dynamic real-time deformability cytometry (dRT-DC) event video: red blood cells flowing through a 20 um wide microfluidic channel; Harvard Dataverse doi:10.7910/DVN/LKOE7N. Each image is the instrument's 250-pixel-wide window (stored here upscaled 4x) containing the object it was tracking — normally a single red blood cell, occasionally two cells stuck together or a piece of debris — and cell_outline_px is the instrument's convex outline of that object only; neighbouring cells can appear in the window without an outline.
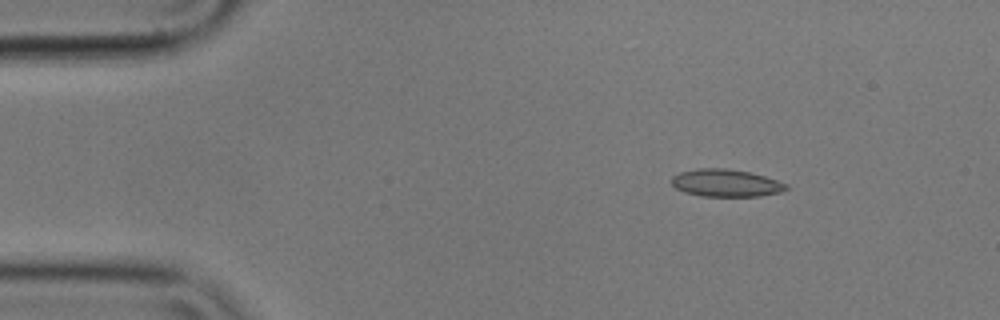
{"species": "common noctule bat (a hibernating species)", "species_latin": "Nyctalus noctula", "temperature_condition": "cold", "stored_images_in_passage": 5, "camera_frame_rate_fps": 3000, "um_per_image_px": 0.085, "animal": {"sex": "male", "body_mass_g": 17.9}, "frame": {"image": 1, "passage_image": 3, "time_ms": 0.667, "image_size_px": [1000, 320], "cell_outline_px": [[788, 188], [780, 192], [760, 196], [700, 196], [684, 192], [676, 188], [672, 184], [672, 176], [680, 172], [696, 168], [724, 168], [748, 172], [764, 176], [788, 184]], "centroid_in_image_um": [61.68, 15.55], "position_along_channel_um": 23.3, "area_um2": 18.26}}